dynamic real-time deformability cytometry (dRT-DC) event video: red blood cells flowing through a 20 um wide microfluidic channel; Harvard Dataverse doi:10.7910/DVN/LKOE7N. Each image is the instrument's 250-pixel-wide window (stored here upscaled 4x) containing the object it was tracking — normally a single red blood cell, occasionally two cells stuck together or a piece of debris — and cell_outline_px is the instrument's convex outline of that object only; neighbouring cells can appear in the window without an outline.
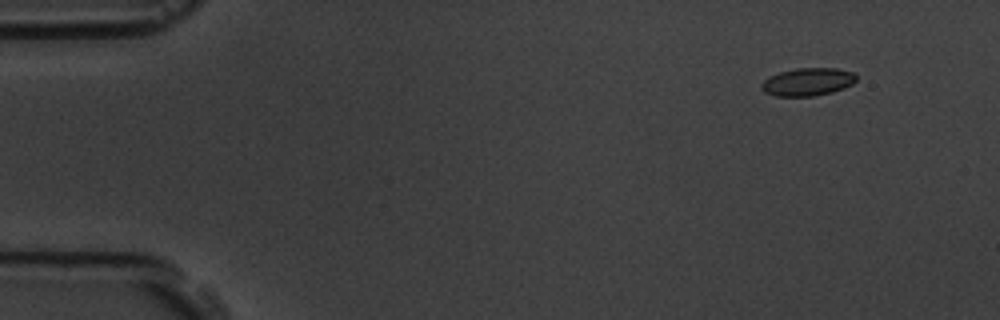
{"species": "common noctule bat (a hibernating species)", "species_latin": "Nyctalus noctula", "temperature_condition": "room temperature", "stored_images_in_passage": 5, "camera_frame_rate_fps": 3000, "um_per_image_px": 0.085, "animal": {"sex": "male", "body_mass_g": 19.5, "forearm_length_mm": 54.6}, "frame": {"image": 1, "passage_image": 1, "time_ms": 0.0, "image_size_px": [1000, 320], "cell_outline_px": [[856, 80], [852, 84], [844, 88], [832, 92], [812, 96], [776, 96], [764, 92], [760, 88], [760, 84], [764, 80], [780, 72], [796, 68], [836, 68], [852, 72], [856, 76]], "centroid_in_image_um": [68.64, 6.96], "position_along_channel_um": 16.4, "area_um2": 15.32}}
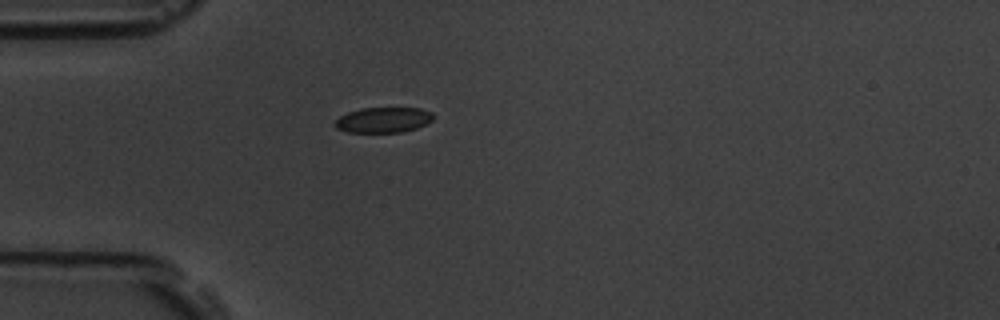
{"frame": {"image": 2, "passage_image": 4, "time_ms": 3.667, "image_size_px": [1000, 320], "cell_outline_px": [[436, 116], [432, 120], [416, 128], [400, 132], [348, 132], [336, 128], [332, 124], [340, 116], [348, 112], [360, 108], [420, 108], [432, 112]], "centroid_in_image_um": [32.57, 10.18], "position_along_channel_um": 52.4, "area_um2": 14.57}}